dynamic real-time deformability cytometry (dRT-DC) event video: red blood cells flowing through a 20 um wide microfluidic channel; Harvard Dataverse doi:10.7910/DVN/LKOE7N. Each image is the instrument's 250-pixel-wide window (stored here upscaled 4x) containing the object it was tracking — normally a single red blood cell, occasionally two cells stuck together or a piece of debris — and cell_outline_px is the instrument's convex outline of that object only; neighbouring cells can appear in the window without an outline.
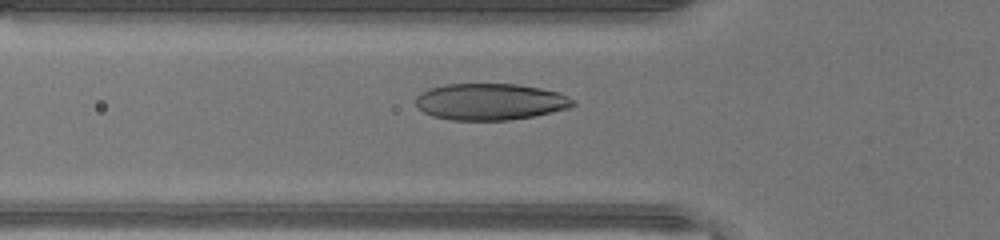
{"species": "human", "species_latin": "Homo sapiens", "temperature_condition": "warm", "stored_images_in_passage": 33, "camera_frame_rate_fps": 3000, "um_per_image_px": 0.085, "donor": {"sex": "male"}, "frame": {"image": 1, "passage_image": 8, "time_ms": 2.333, "image_size_px": [1000, 240], "cell_outline_px": [[576, 104], [568, 108], [536, 116], [508, 120], [452, 120], [432, 116], [416, 108], [416, 96], [420, 92], [428, 88], [444, 84], [516, 84], [540, 88], [556, 92], [568, 96], [576, 100]], "centroid_in_image_um": [41.65, 8.65], "position_along_channel_um": 84.2, "area_um2": 33.76}}
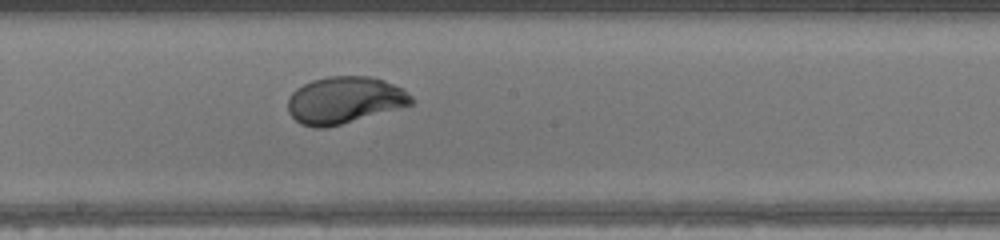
{"frame": {"image": 2, "passage_image": 17, "time_ms": 5.333, "image_size_px": [1000, 240], "cell_outline_px": [[416, 100], [412, 104], [340, 124], [324, 128], [316, 128], [300, 124], [288, 112], [288, 100], [292, 92], [296, 88], [312, 80], [328, 76], [368, 76], [384, 80], [408, 92]], "centroid_in_image_um": [29.26, 8.5], "position_along_channel_um": 218.9, "area_um2": 33.47}}
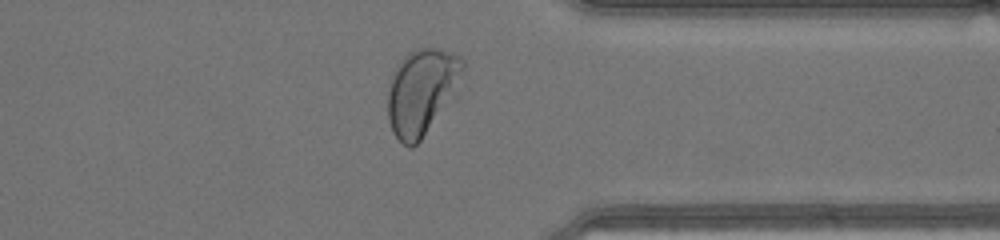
{"frame": {"image": 3, "passage_image": 28, "time_ms": 9.0, "image_size_px": [1000, 240], "cell_outline_px": [[464, 68], [460, 96], [420, 140], [412, 148], [408, 148], [392, 132], [388, 120], [388, 80], [400, 60], [408, 52], [416, 48], [436, 48], [460, 56], [464, 60]], "centroid_in_image_um": [35.92, 7.8], "position_along_channel_um": 375.5, "area_um2": 39.07}, "authors_computed_cell_mechanics": {"area_um2": 33.9286, "velocity_mm_per_s": 4.4489, "shape_relaxation_time_tau1_ms": 2.9783, "shape_relaxation_time_tau2_ms": null, "deformation_change_tau1": 0.182, "deformation_change_tau2": null}}